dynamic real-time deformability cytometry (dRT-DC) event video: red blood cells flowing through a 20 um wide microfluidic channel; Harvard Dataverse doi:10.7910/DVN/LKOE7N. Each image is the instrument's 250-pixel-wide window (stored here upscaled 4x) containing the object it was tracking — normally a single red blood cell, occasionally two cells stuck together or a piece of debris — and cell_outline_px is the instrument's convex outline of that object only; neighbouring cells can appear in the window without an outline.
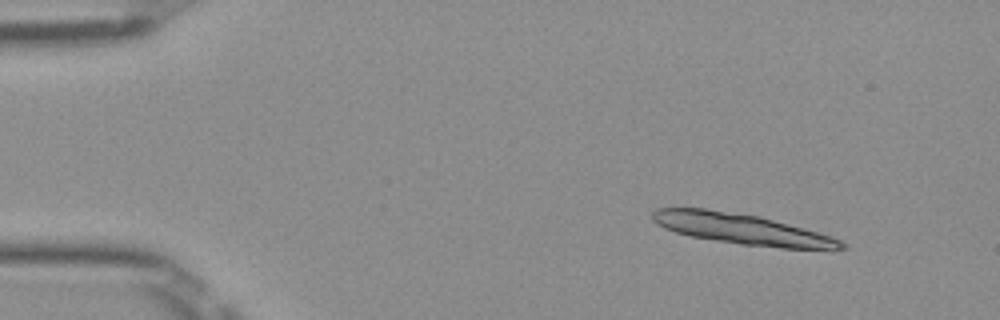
{"species": "Egyptian fruit bat (a non-hibernating species)", "species_latin": "Rousettus aegyptiacus", "temperature_condition": "room temperature", "stored_images_in_passage": 15, "camera_frame_rate_fps": 3000, "um_per_image_px": 0.085, "frame": {"image": 1, "passage_image": 6, "time_ms": 1.667, "image_size_px": [1000, 320], "cell_outline_px": [[848, 248], [832, 252], [780, 248], [740, 244], [692, 236], [676, 232], [664, 228], [656, 224], [652, 220], [652, 212], [656, 208], [704, 208], [760, 216], [832, 236], [848, 244]], "centroid_in_image_um": [63.22, 19.5], "position_along_channel_um": 21.8, "area_um2": 34.33}}